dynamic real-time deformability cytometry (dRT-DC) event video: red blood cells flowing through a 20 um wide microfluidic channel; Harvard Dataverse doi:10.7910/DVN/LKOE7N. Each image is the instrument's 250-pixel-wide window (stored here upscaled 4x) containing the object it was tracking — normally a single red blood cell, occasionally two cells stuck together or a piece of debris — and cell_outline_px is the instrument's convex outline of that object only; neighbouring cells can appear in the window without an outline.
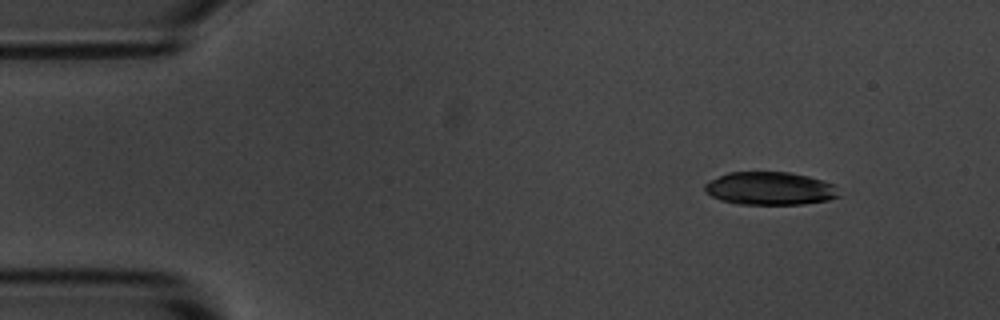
{"species": "common noctule bat (a hibernating species)", "species_latin": "Nyctalus noctula", "temperature_condition": "room temperature", "stored_images_in_passage": 50, "camera_frame_rate_fps": 3000, "um_per_image_px": 0.085, "animal": {"sex": "male", "body_mass_g": 20.1, "forearm_length_mm": 53.5}, "frame": {"image": 1, "passage_image": 1, "time_ms": 0.0, "image_size_px": [1000, 320], "cell_outline_px": [[840, 196], [828, 200], [800, 204], [740, 204], [720, 200], [712, 196], [704, 188], [704, 184], [708, 180], [728, 172], [788, 172], [808, 176], [836, 184]], "centroid_in_image_um": [65.46, 16.01], "position_along_channel_um": 19.5, "area_um2": 25.89}}
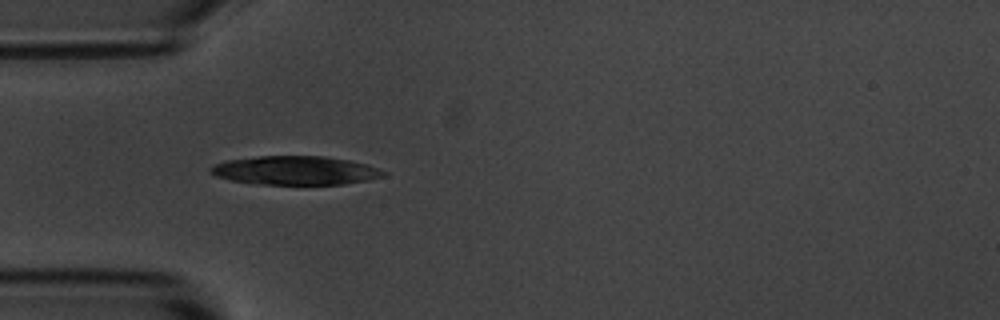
{"frame": {"image": 2, "passage_image": 11, "time_ms": 3.333, "image_size_px": [1000, 320], "cell_outline_px": [[388, 172], [384, 176], [368, 180], [344, 184], [264, 184], [232, 180], [216, 176], [208, 168], [212, 164], [228, 160], [260, 156], [324, 156], [348, 160], [368, 164]], "centroid_in_image_um": [25.14, 14.48], "position_along_channel_um": 59.9, "area_um2": 28.84}}
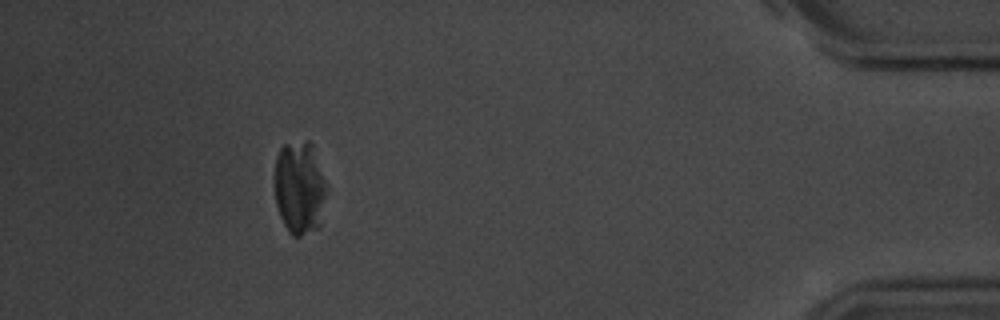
{"frame": {"image": 3, "passage_image": 45, "time_ms": 14.667, "image_size_px": [1000, 320], "cell_outline_px": [[328, 184], [320, 224], [316, 228], [300, 236], [292, 236], [288, 232], [280, 216], [276, 204], [272, 180], [272, 176], [276, 156], [280, 148], [284, 144], [304, 140], [308, 140], [312, 144]], "centroid_in_image_um": [25.43, 15.92], "position_along_channel_um": 409.8, "area_um2": 29.07}}